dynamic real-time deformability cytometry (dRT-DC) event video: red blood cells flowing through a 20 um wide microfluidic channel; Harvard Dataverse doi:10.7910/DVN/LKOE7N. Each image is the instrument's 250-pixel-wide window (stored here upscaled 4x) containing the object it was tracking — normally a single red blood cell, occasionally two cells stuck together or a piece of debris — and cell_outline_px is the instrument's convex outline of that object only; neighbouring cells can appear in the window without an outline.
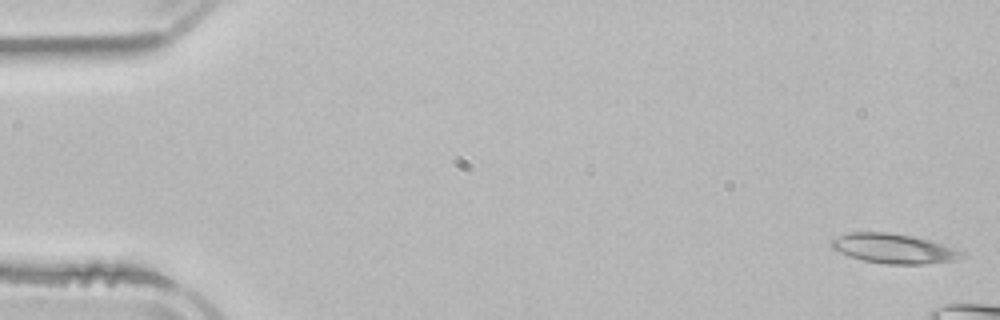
{"species": "common noctule bat (a hibernating species)", "species_latin": "Nyctalus noctula", "temperature_condition": "room temperature", "stored_images_in_passage": 3, "camera_frame_rate_fps": 3000, "um_per_image_px": 0.085, "animal": {"sex": "male", "body_mass_g": 21.5, "forearm_length_mm": 52.0}, "frame": {"image": 1, "passage_image": 1, "time_ms": 0.0, "image_size_px": [1000, 320], "cell_outline_px": [[964, 256], [952, 260], [924, 264], [888, 264], [864, 260], [840, 252], [832, 248], [828, 244], [832, 240], [848, 232], [888, 232], [912, 236], [928, 240], [964, 252]], "centroid_in_image_um": [75.92, 21.12], "position_along_channel_um": 9.1, "area_um2": 22.02}}